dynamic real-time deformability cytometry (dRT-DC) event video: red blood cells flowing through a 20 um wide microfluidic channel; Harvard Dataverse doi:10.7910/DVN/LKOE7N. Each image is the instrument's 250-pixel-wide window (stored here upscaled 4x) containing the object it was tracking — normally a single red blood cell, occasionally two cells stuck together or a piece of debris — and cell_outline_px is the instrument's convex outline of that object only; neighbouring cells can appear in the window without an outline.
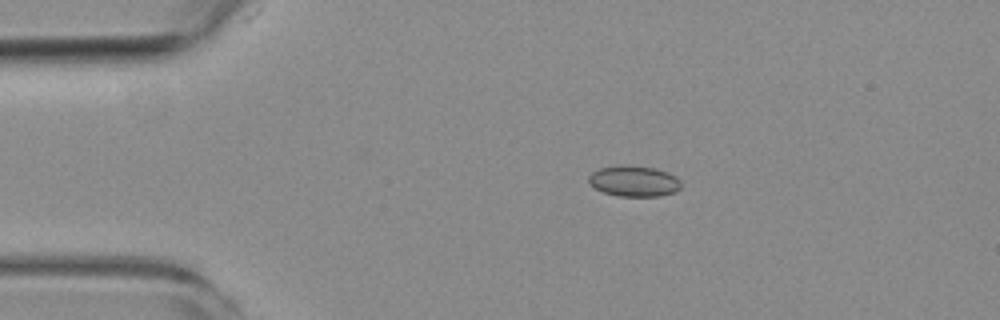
{"species": "common noctule bat (a hibernating species)", "species_latin": "Nyctalus noctula", "temperature_condition": "room temperature", "stored_images_in_passage": 4, "camera_frame_rate_fps": 3000, "um_per_image_px": 0.085, "animal": {"sex": "female", "body_mass_g": 19.3, "forearm_length_mm": 54.1}, "frame": {"image": 1, "passage_image": 2, "time_ms": 1.333, "image_size_px": [1000, 320], "cell_outline_px": [[680, 188], [676, 192], [660, 196], [620, 196], [604, 192], [596, 188], [588, 180], [588, 176], [592, 172], [600, 168], [620, 164], [628, 164], [656, 168], [668, 172], [676, 176], [680, 180]], "centroid_in_image_um": [53.92, 15.37], "position_along_channel_um": 31.1, "area_um2": 16.76}}
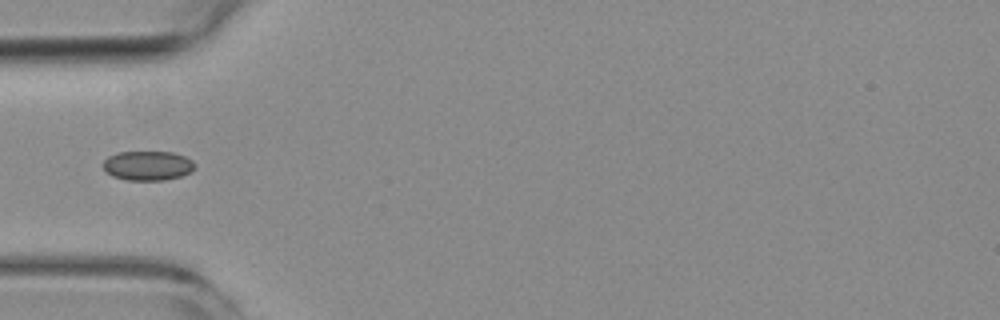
{"frame": {"image": 2, "passage_image": 4, "time_ms": 3.667, "image_size_px": [1000, 320], "cell_outline_px": [[196, 168], [180, 176], [164, 180], [128, 180], [112, 176], [100, 164], [108, 156], [116, 152], [172, 152], [184, 156], [192, 160], [196, 164]], "centroid_in_image_um": [12.54, 14.07], "position_along_channel_um": 72.5, "area_um2": 15.78}}